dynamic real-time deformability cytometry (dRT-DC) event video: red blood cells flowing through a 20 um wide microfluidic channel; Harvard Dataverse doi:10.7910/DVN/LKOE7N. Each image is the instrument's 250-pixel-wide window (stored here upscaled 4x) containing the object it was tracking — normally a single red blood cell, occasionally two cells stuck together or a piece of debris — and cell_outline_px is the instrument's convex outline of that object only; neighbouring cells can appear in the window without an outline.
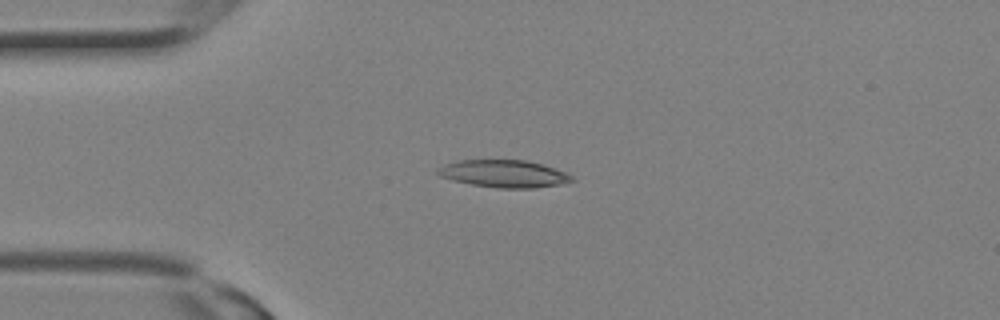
{"species": "Egyptian fruit bat (a non-hibernating species)", "species_latin": "Rousettus aegyptiacus", "temperature_condition": "room temperature", "stored_images_in_passage": 13, "camera_frame_rate_fps": 3000, "um_per_image_px": 0.085, "animal": {"sex": "female"}, "frame": {"image": 1, "passage_image": 1, "time_ms": 0.0, "image_size_px": [1000, 320], "cell_outline_px": [[576, 180], [560, 184], [536, 188], [496, 188], [472, 184], [452, 180], [440, 176], [436, 172], [436, 168], [444, 164], [460, 160], [528, 160], [564, 172], [572, 176]], "centroid_in_image_um": [42.8, 14.77], "position_along_channel_um": 42.2, "area_um2": 21.33}}
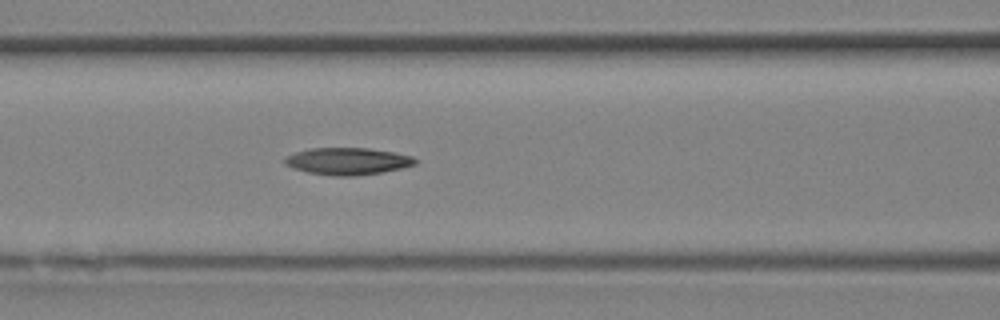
{"frame": {"image": 2, "passage_image": 6, "time_ms": 1.667, "image_size_px": [1000, 320], "cell_outline_px": [[416, 164], [400, 168], [380, 172], [356, 176], [332, 176], [308, 172], [284, 164], [284, 156], [308, 148], [368, 148], [392, 152], [412, 156], [416, 160]], "centroid_in_image_um": [29.51, 13.7], "position_along_channel_um": 137.1, "area_um2": 20.4}}
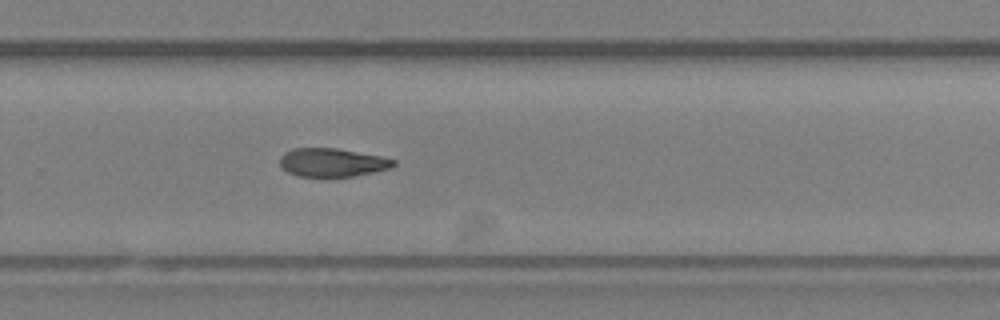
{"frame": {"image": 3, "passage_image": 13, "time_ms": 4.0, "image_size_px": [1000, 320], "cell_outline_px": [[396, 164], [392, 168], [352, 176], [296, 176], [288, 172], [280, 164], [280, 156], [284, 152], [292, 148], [336, 148], [380, 156], [396, 160]], "centroid_in_image_um": [28.23, 13.8], "position_along_channel_um": 301.6, "area_um2": 18.73}}